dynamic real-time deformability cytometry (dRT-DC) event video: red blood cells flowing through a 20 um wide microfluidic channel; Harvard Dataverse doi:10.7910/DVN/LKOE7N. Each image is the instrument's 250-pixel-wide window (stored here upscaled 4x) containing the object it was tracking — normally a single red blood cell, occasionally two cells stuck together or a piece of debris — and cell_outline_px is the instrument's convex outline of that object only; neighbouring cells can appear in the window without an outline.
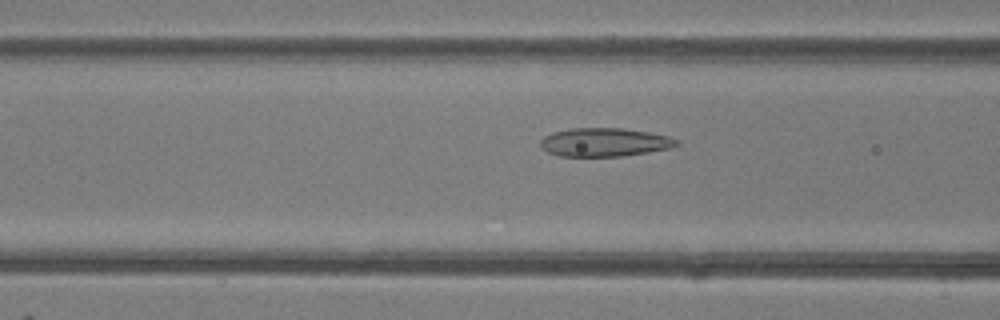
{"species": "common noctule bat (a hibernating species)", "species_latin": "Nyctalus noctula", "temperature_condition": "room temperature", "stored_images_in_passage": 39, "camera_frame_rate_fps": 3000, "um_per_image_px": 0.085, "animal": {"sex": "female"}, "frame": {"image": 1, "passage_image": 9, "time_ms": 2.667, "image_size_px": [1000, 320], "cell_outline_px": [[680, 144], [668, 148], [648, 152], [620, 156], [560, 156], [548, 152], [540, 148], [540, 140], [544, 136], [552, 132], [568, 128], [624, 128], [648, 132], [668, 136], [680, 140]], "centroid_in_image_um": [51.36, 12.08], "position_along_channel_um": 115.2, "area_um2": 22.72}}
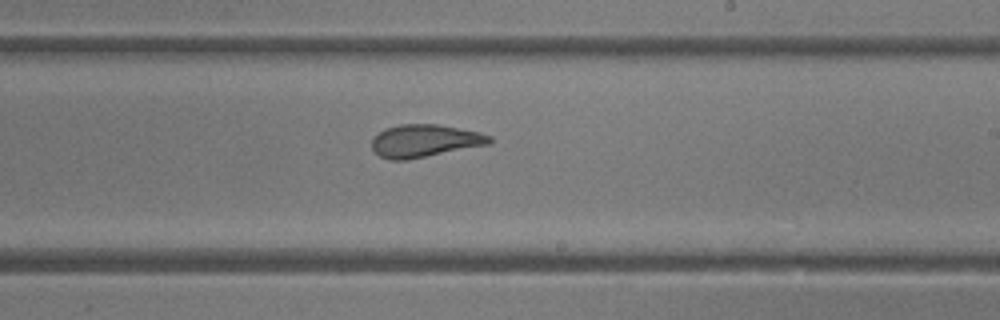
{"frame": {"image": 2, "passage_image": 19, "time_ms": 6.0, "image_size_px": [1000, 320], "cell_outline_px": [[492, 140], [488, 144], [408, 160], [392, 160], [380, 156], [372, 148], [372, 140], [384, 128], [400, 124], [436, 124], [480, 132], [492, 136]], "centroid_in_image_um": [36.1, 11.97], "position_along_channel_um": 252.9, "area_um2": 22.2}}
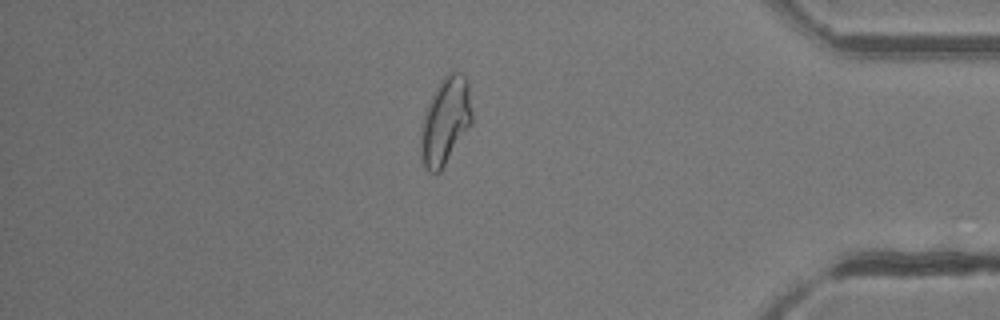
{"frame": {"image": 3, "passage_image": 32, "time_ms": 10.333, "image_size_px": [1000, 320], "cell_outline_px": [[472, 124], [440, 172], [428, 172], [420, 156], [420, 124], [424, 112], [440, 80], [452, 68], [460, 72], [468, 80], [472, 112]], "centroid_in_image_um": [37.85, 10.26], "position_along_channel_um": 397.3, "area_um2": 26.47}, "authors_computed_cell_mechanics": {"area_um2": 23.5824, "velocity_mm_per_s": 4.1331, "shape_relaxation_time_tau1_ms": 10.2116, "shape_relaxation_time_tau2_ms": 1.6156, "deformation_change_tau1": 0.2655, "deformation_change_tau2": 0.0779}}